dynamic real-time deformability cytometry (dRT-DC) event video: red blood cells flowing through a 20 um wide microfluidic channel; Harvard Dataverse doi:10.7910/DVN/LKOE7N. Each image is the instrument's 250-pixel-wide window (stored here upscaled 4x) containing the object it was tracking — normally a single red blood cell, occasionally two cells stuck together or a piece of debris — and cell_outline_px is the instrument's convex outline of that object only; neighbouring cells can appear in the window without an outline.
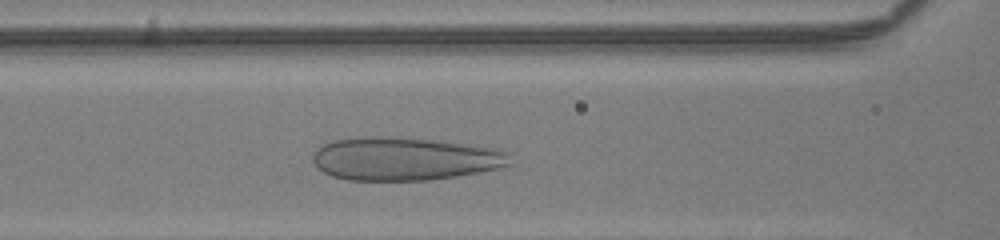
{"species": "human", "species_latin": "Homo sapiens", "temperature_condition": "room temperature", "stored_images_in_passage": 31, "camera_frame_rate_fps": 3000, "um_per_image_px": 0.085, "donor": {"sex": "male"}, "frame": {"image": 1, "passage_image": 11, "time_ms": 3.333, "image_size_px": [1000, 240], "cell_outline_px": [[512, 164], [480, 172], [456, 176], [428, 180], [348, 180], [332, 176], [324, 172], [312, 160], [312, 156], [316, 148], [332, 140], [356, 136], [384, 136], [432, 140], [488, 148], [508, 152]], "centroid_in_image_um": [34.32, 13.5], "position_along_channel_um": 132.3, "area_um2": 49.25}}
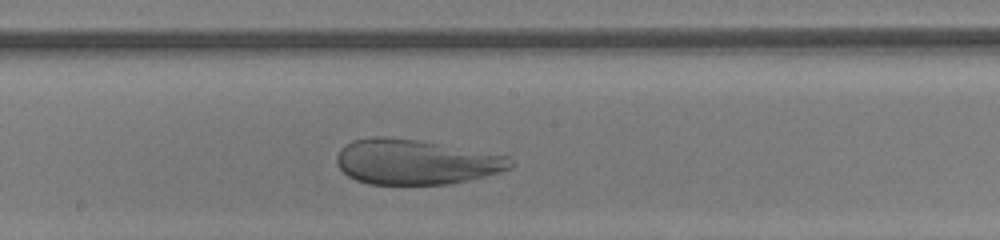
{"frame": {"image": 2, "passage_image": 17, "time_ms": 5.333, "image_size_px": [1000, 240], "cell_outline_px": [[516, 164], [512, 168], [484, 176], [468, 180], [444, 184], [368, 184], [356, 180], [348, 176], [340, 168], [336, 160], [336, 156], [340, 148], [344, 144], [352, 140], [372, 136], [384, 136], [416, 140], [508, 156]], "centroid_in_image_um": [35.29, 13.76], "position_along_channel_um": 212.9, "area_um2": 45.43}}
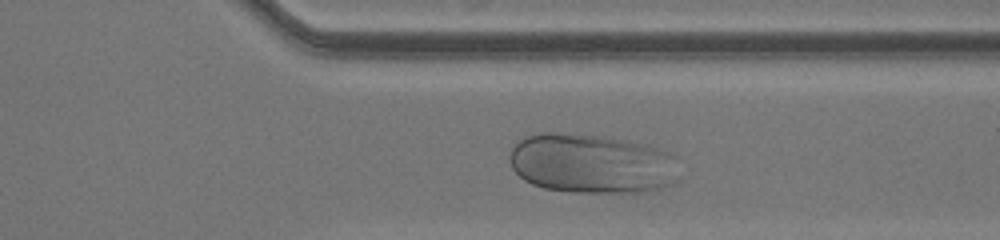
{"frame": {"image": 3, "passage_image": 28, "time_ms": 9.0, "image_size_px": [1000, 240], "cell_outline_px": [[680, 180], [676, 184], [644, 192], [572, 192], [544, 188], [532, 184], [524, 180], [512, 168], [508, 160], [508, 156], [516, 140], [524, 136], [540, 132], [564, 132], [596, 136], [648, 144], [668, 152], [676, 156]], "centroid_in_image_um": [50.3, 13.9], "position_along_channel_um": 361.1, "area_um2": 59.88}}